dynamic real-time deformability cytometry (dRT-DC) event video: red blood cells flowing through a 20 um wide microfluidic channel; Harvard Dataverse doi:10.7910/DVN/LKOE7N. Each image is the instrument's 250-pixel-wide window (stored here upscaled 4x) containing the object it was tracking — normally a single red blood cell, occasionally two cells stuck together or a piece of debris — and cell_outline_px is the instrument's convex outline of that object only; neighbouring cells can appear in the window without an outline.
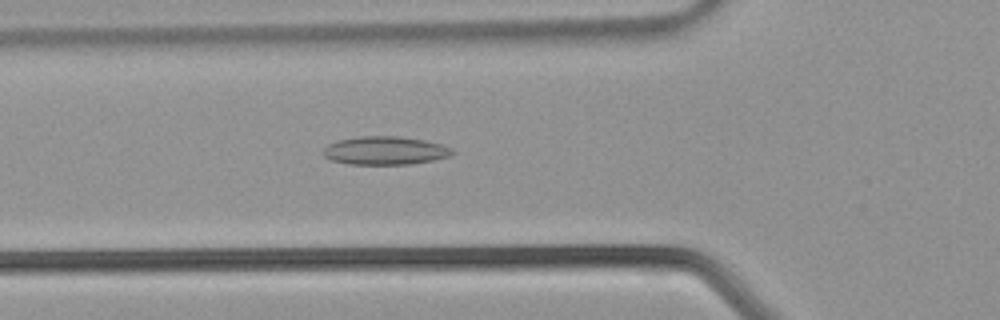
{"species": "common noctule bat (a hibernating species)", "species_latin": "Nyctalus noctula", "temperature_condition": "warm", "stored_images_in_passage": 34, "camera_frame_rate_fps": 3000, "um_per_image_px": 0.085, "animal": {"sex": "male", "body_mass_g": 21.5, "forearm_length_mm": 52.0}, "frame": {"image": 1, "passage_image": 9, "time_ms": 2.667, "image_size_px": [1000, 320], "cell_outline_px": [[456, 152], [448, 156], [432, 160], [412, 164], [348, 164], [332, 160], [324, 156], [324, 148], [328, 144], [340, 140], [360, 136], [396, 136], [424, 140], [440, 144], [452, 148]], "centroid_in_image_um": [32.74, 12.8], "position_along_channel_um": 93.1, "area_um2": 21.1}}
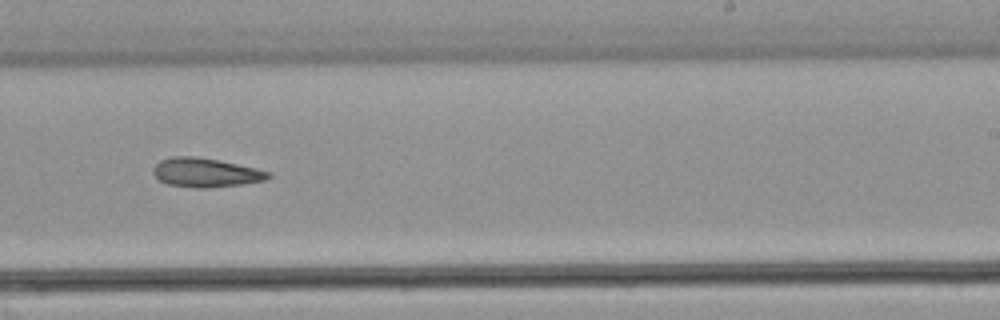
{"frame": {"image": 2, "passage_image": 19, "time_ms": 6.0, "image_size_px": [1000, 320], "cell_outline_px": [[272, 176], [264, 180], [240, 184], [208, 188], [196, 188], [168, 184], [160, 180], [152, 172], [152, 168], [160, 160], [172, 156], [196, 156], [220, 160], [256, 168], [272, 172]], "centroid_in_image_um": [17.48, 14.66], "position_along_channel_um": 271.5, "area_um2": 19.54}}
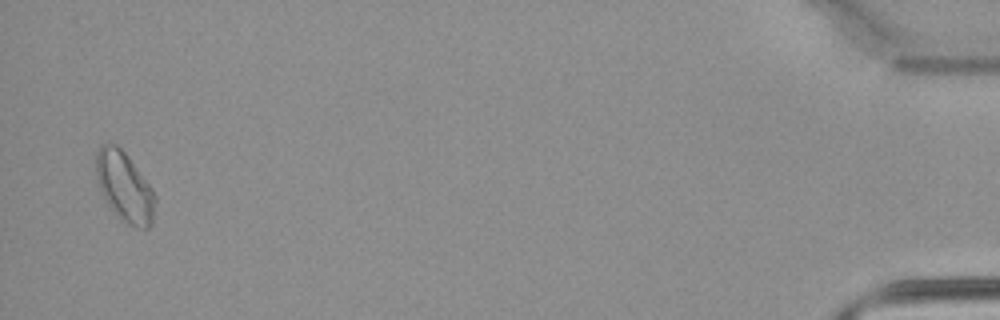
{"frame": {"image": 3, "passage_image": 33, "time_ms": 10.667, "image_size_px": [1000, 320], "cell_outline_px": [[156, 200], [152, 224], [148, 228], [136, 228], [128, 224], [104, 200], [100, 192], [96, 176], [96, 152], [100, 144], [116, 144], [128, 156], [152, 188], [156, 196]], "centroid_in_image_um": [10.59, 15.87], "position_along_channel_um": 424.6, "area_um2": 23.93}}